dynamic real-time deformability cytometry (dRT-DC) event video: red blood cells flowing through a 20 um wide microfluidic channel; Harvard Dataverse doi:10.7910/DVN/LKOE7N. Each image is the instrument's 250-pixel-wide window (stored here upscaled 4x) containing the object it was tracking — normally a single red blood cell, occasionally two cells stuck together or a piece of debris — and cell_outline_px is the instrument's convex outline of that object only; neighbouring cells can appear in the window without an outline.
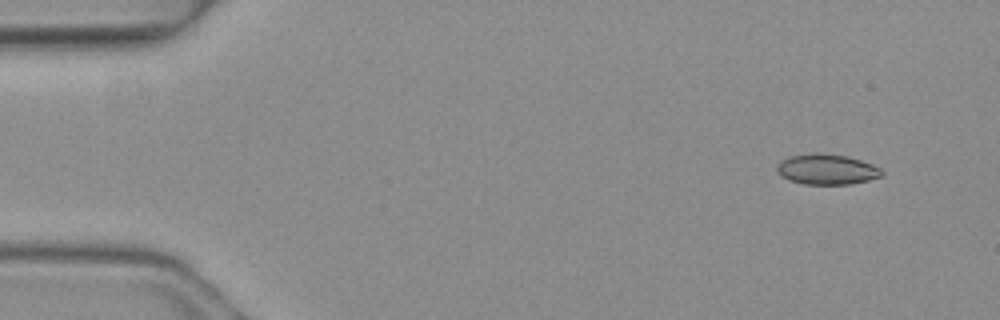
{"species": "common noctule bat (a hibernating species)", "species_latin": "Nyctalus noctula", "temperature_condition": "warm", "stored_images_in_passage": 5, "camera_frame_rate_fps": 3000, "um_per_image_px": 0.085, "animal": {"sex": "female", "body_mass_g": 19.3, "forearm_length_mm": 54.1}, "frame": {"image": 1, "passage_image": 1, "time_ms": 0.0, "image_size_px": [1000, 320], "cell_outline_px": [[884, 176], [868, 180], [848, 184], [804, 184], [788, 180], [776, 172], [776, 164], [780, 160], [788, 156], [812, 152], [820, 152], [848, 156], [872, 164], [880, 168], [884, 172]], "centroid_in_image_um": [70.24, 14.37], "position_along_channel_um": 14.8, "area_um2": 18.96}}